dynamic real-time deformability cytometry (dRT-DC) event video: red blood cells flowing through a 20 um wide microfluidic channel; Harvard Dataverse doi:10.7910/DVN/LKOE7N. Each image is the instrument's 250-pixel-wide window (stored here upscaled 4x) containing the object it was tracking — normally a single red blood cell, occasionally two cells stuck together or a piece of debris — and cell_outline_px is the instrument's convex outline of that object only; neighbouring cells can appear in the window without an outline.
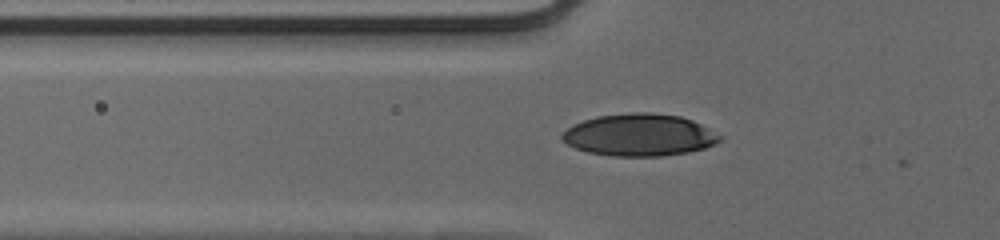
{"species": "human", "species_latin": "Homo sapiens", "temperature_condition": "cold", "stored_images_in_passage": 40, "camera_frame_rate_fps": 3000, "um_per_image_px": 0.085, "donor": {"sex": "male"}, "frame": {"image": 1, "passage_image": 6, "time_ms": 1.667, "image_size_px": [1000, 240], "cell_outline_px": [[724, 136], [716, 144], [704, 148], [688, 152], [660, 156], [612, 156], [588, 152], [576, 148], [568, 144], [560, 136], [572, 124], [596, 116], [628, 112], [648, 112], [680, 116], [692, 120]], "centroid_in_image_um": [54.36, 11.46], "position_along_channel_um": 71.4, "area_um2": 38.78}}
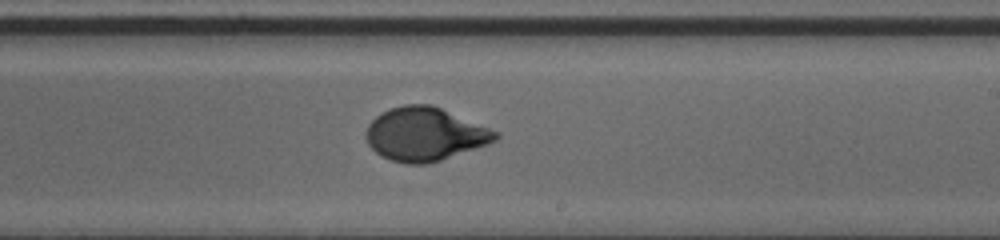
{"frame": {"image": 2, "passage_image": 20, "time_ms": 6.333, "image_size_px": [1000, 240], "cell_outline_px": [[500, 136], [496, 140], [488, 144], [440, 160], [424, 164], [404, 164], [380, 156], [368, 144], [364, 136], [364, 132], [368, 124], [380, 112], [388, 108], [404, 104], [432, 104], [500, 132]], "centroid_in_image_um": [36.09, 11.39], "position_along_channel_um": 252.9, "area_um2": 40.58}}
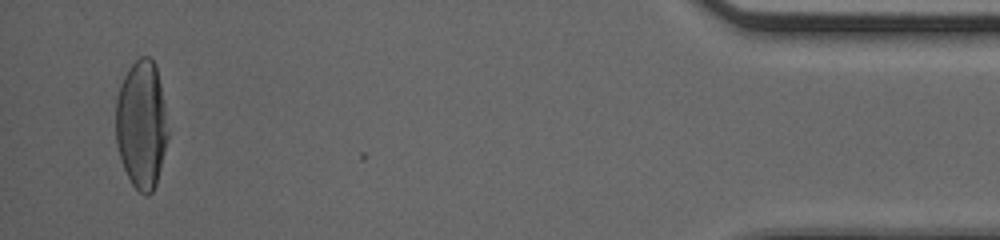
{"frame": {"image": 3, "passage_image": 38, "time_ms": 12.333, "image_size_px": [1000, 240], "cell_outline_px": [[168, 136], [156, 184], [152, 192], [148, 196], [144, 196], [132, 184], [124, 168], [116, 144], [116, 100], [120, 84], [128, 68], [140, 56], [148, 56], [156, 64], [164, 104], [168, 132]], "centroid_in_image_um": [12.02, 10.57], "position_along_channel_um": 423.2, "area_um2": 38.84}}